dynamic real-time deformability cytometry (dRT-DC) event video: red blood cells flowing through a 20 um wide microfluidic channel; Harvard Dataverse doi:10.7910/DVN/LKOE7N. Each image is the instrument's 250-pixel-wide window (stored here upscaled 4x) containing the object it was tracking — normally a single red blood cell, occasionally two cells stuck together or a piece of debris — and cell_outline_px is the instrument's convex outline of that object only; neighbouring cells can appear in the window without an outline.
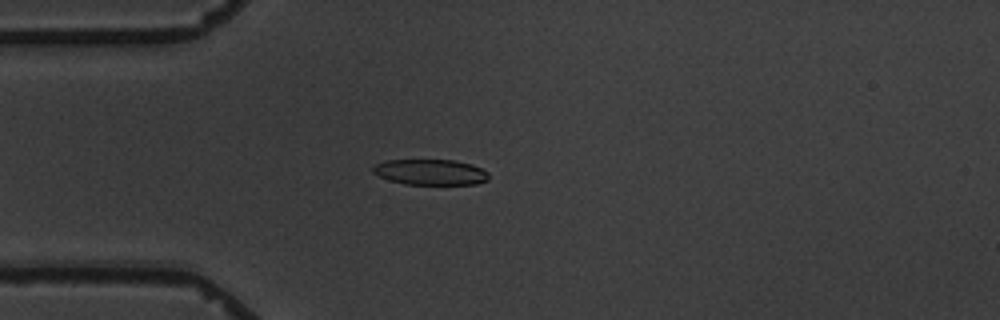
{"species": "common noctule bat (a hibernating species)", "species_latin": "Nyctalus noctula", "temperature_condition": "warm", "stored_images_in_passage": 15, "camera_frame_rate_fps": 3000, "um_per_image_px": 0.085, "animal": {"sex": "male", "body_mass_g": 19.5, "forearm_length_mm": 54.6}, "frame": {"image": 1, "passage_image": 4, "time_ms": 5.0, "image_size_px": [1000, 320], "cell_outline_px": [[488, 180], [476, 184], [404, 184], [388, 180], [372, 172], [372, 168], [376, 164], [388, 160], [456, 160], [472, 164], [488, 172]], "centroid_in_image_um": [36.59, 14.63], "position_along_channel_um": 48.4, "area_um2": 17.28}}
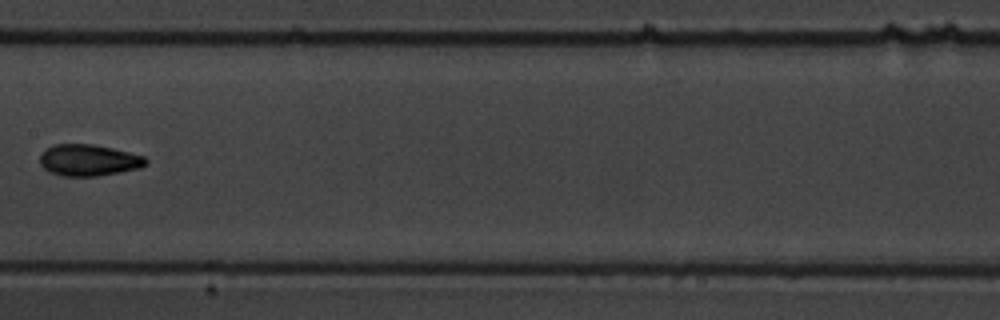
{"frame": {"image": 2, "passage_image": 8, "time_ms": 9.667, "image_size_px": [1000, 320], "cell_outline_px": [[148, 164], [140, 168], [120, 172], [96, 176], [60, 176], [44, 168], [40, 164], [40, 156], [52, 144], [92, 144], [112, 148], [144, 156], [148, 160]], "centroid_in_image_um": [7.56, 13.62], "position_along_channel_um": 199.8, "area_um2": 19.36}}
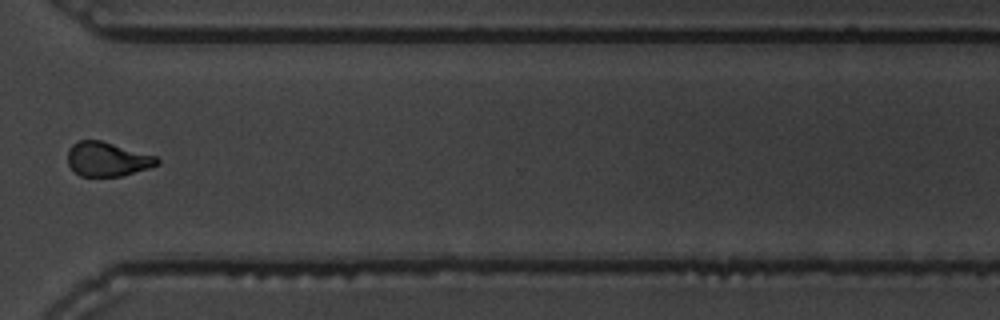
{"frame": {"image": 3, "passage_image": 12, "time_ms": 14.333, "image_size_px": [1000, 320], "cell_outline_px": [[160, 164], [148, 168], [120, 176], [80, 176], [68, 164], [68, 148], [72, 144], [80, 140], [100, 140], [156, 156], [160, 160]], "centroid_in_image_um": [9.12, 13.52], "position_along_channel_um": 361.5, "area_um2": 17.69}, "authors_computed_cell_mechanics": {"area_um2": 17.7446, "velocity_mm_per_s": 3.468, "shape_relaxation_time_tau1_ms": 6.9136, "shape_relaxation_time_tau2_ms": 4.0677, "deformation_change_tau1": 0.2375, "deformation_change_tau2": 0.1027}}